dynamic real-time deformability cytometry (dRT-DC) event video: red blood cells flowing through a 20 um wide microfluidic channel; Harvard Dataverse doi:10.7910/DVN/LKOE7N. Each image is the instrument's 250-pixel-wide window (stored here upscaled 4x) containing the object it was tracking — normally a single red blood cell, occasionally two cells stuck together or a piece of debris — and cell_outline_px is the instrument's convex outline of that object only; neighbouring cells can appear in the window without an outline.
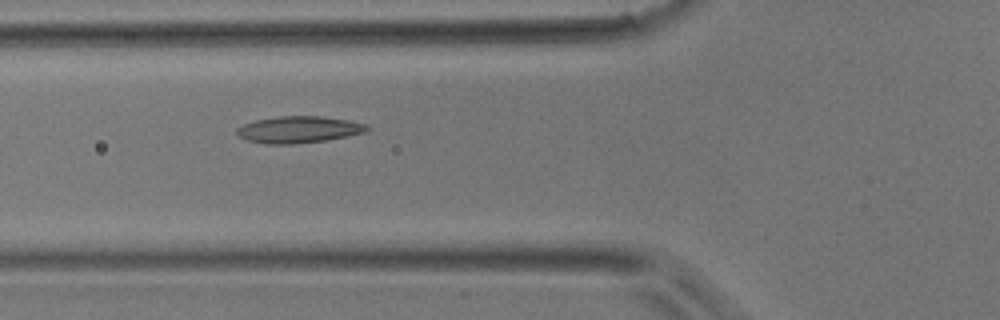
{"species": "common noctule bat (a hibernating species)", "species_latin": "Nyctalus noctula", "temperature_condition": "room temperature", "stored_images_in_passage": 7, "camera_frame_rate_fps": 3000, "um_per_image_px": 0.085, "animal": {"sex": "male", "body_mass_g": 17.9}, "frame": {"image": 1, "passage_image": 6, "time_ms": 1.667, "image_size_px": [1000, 320], "cell_outline_px": [[372, 128], [368, 132], [328, 140], [292, 144], [264, 144], [248, 140], [240, 136], [236, 132], [236, 128], [244, 124], [256, 120], [280, 116], [320, 116], [348, 120], [368, 124]], "centroid_in_image_um": [25.46, 11.01], "position_along_channel_um": 100.3, "area_um2": 20.4}}
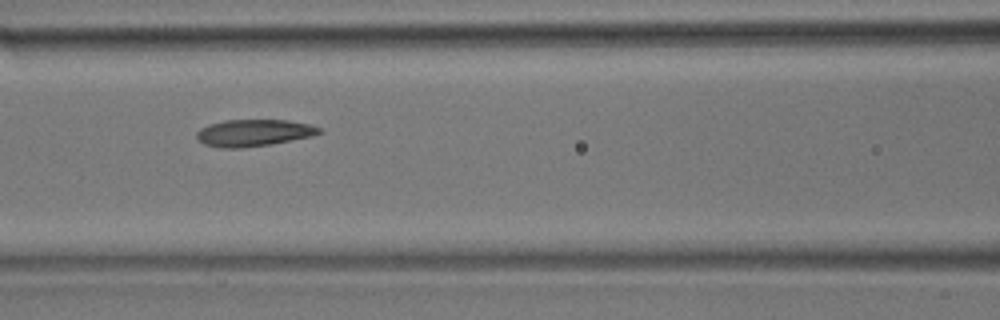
{"frame": {"image": 2, "passage_image": 7, "time_ms": 2.0, "image_size_px": [1000, 320], "cell_outline_px": [[324, 132], [312, 136], [268, 144], [240, 148], [220, 148], [204, 144], [196, 136], [196, 132], [200, 128], [208, 124], [224, 120], [288, 120], [308, 124], [320, 128]], "centroid_in_image_um": [21.54, 11.28], "position_along_channel_um": 145.1, "area_um2": 19.07}}